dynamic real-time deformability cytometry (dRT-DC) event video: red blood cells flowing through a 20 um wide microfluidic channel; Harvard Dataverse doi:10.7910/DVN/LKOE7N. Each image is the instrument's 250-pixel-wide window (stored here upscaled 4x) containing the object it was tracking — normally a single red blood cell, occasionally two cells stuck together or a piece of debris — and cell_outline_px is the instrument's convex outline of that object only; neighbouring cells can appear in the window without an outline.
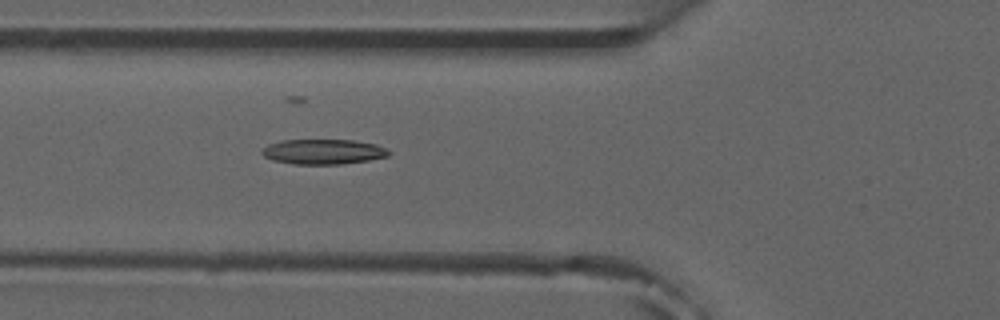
{"species": "common noctule bat (a hibernating species)", "species_latin": "Nyctalus noctula", "temperature_condition": "room temperature", "stored_images_in_passage": 2, "camera_frame_rate_fps": 3000, "um_per_image_px": 0.085, "animal": {"sex": "male", "forearm_length_mm": 52.5}, "frame": {"image": 1, "passage_image": 2, "time_ms": 1.0, "image_size_px": [1000, 320], "cell_outline_px": [[392, 152], [388, 156], [368, 160], [340, 164], [292, 164], [272, 160], [264, 156], [260, 152], [268, 144], [280, 140], [352, 140], [376, 144]], "centroid_in_image_um": [27.45, 12.89], "position_along_channel_um": 98.3, "area_um2": 18.5}}